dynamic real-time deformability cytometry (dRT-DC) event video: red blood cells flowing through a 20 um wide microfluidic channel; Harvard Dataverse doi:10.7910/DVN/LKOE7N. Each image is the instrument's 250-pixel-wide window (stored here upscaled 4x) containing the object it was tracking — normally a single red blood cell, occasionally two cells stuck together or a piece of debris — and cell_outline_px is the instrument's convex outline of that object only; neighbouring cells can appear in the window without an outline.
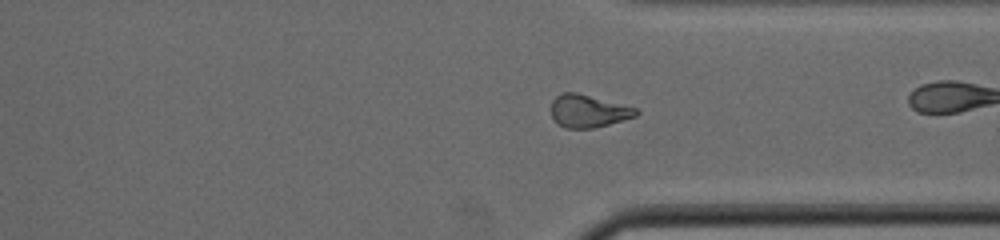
{"species": "common noctule bat (a hibernating species)", "species_latin": "Nyctalus noctula", "temperature_condition": "cold", "stored_images_in_passage": 43, "segment_of_instrument_passage": [1, 2], "camera_frame_rate_fps": 3000, "um_per_image_px": 0.085, "animal": {"sex": "male", "body_mass_g": 19.0, "forearm_length_mm": 50.8}, "frame": {"image": 1, "passage_image": 31, "time_ms": 10.0, "image_size_px": [1000, 240], "cell_outline_px": [[640, 112], [636, 116], [608, 124], [592, 128], [568, 128], [560, 124], [552, 116], [552, 100], [560, 92], [576, 92], [636, 108]], "centroid_in_image_um": [50.0, 9.42], "position_along_channel_um": 361.4, "area_um2": 15.84}}